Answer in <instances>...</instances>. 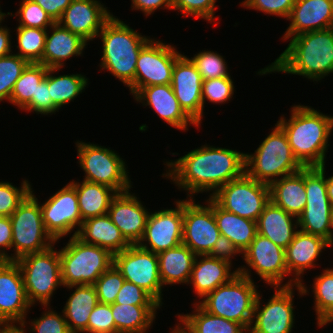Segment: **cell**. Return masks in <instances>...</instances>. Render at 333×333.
<instances>
[{"label":"cell","instance_id":"obj_57","mask_svg":"<svg viewBox=\"0 0 333 333\" xmlns=\"http://www.w3.org/2000/svg\"><path fill=\"white\" fill-rule=\"evenodd\" d=\"M37 3L55 22H57L64 10L71 4L72 0H31Z\"/></svg>","mask_w":333,"mask_h":333},{"label":"cell","instance_id":"obj_45","mask_svg":"<svg viewBox=\"0 0 333 333\" xmlns=\"http://www.w3.org/2000/svg\"><path fill=\"white\" fill-rule=\"evenodd\" d=\"M20 8L16 14L7 12L8 15L18 17L19 25L31 28H40L48 30L55 21L35 2L31 0H22Z\"/></svg>","mask_w":333,"mask_h":333},{"label":"cell","instance_id":"obj_63","mask_svg":"<svg viewBox=\"0 0 333 333\" xmlns=\"http://www.w3.org/2000/svg\"><path fill=\"white\" fill-rule=\"evenodd\" d=\"M1 8V7H0ZM6 15H8V13L7 14H5V13H3L2 11H1V9H0V23H2V21H4L5 19L4 18H6L7 16Z\"/></svg>","mask_w":333,"mask_h":333},{"label":"cell","instance_id":"obj_16","mask_svg":"<svg viewBox=\"0 0 333 333\" xmlns=\"http://www.w3.org/2000/svg\"><path fill=\"white\" fill-rule=\"evenodd\" d=\"M206 206L193 198L183 199V239L196 255H208L221 233L214 214L213 199L209 197Z\"/></svg>","mask_w":333,"mask_h":333},{"label":"cell","instance_id":"obj_58","mask_svg":"<svg viewBox=\"0 0 333 333\" xmlns=\"http://www.w3.org/2000/svg\"><path fill=\"white\" fill-rule=\"evenodd\" d=\"M10 29L0 23V57L7 56L12 52Z\"/></svg>","mask_w":333,"mask_h":333},{"label":"cell","instance_id":"obj_15","mask_svg":"<svg viewBox=\"0 0 333 333\" xmlns=\"http://www.w3.org/2000/svg\"><path fill=\"white\" fill-rule=\"evenodd\" d=\"M242 258L249 268L247 269L245 265L236 268L239 274L253 279L251 277L253 269L269 286L284 287L283 281L288 276L285 249L257 233L249 247L242 253Z\"/></svg>","mask_w":333,"mask_h":333},{"label":"cell","instance_id":"obj_62","mask_svg":"<svg viewBox=\"0 0 333 333\" xmlns=\"http://www.w3.org/2000/svg\"><path fill=\"white\" fill-rule=\"evenodd\" d=\"M333 322V309L317 324L320 328Z\"/></svg>","mask_w":333,"mask_h":333},{"label":"cell","instance_id":"obj_56","mask_svg":"<svg viewBox=\"0 0 333 333\" xmlns=\"http://www.w3.org/2000/svg\"><path fill=\"white\" fill-rule=\"evenodd\" d=\"M131 2V9L142 11L146 17L162 7L173 10V0H131Z\"/></svg>","mask_w":333,"mask_h":333},{"label":"cell","instance_id":"obj_60","mask_svg":"<svg viewBox=\"0 0 333 333\" xmlns=\"http://www.w3.org/2000/svg\"><path fill=\"white\" fill-rule=\"evenodd\" d=\"M325 181H326L327 195H328L329 201L333 207V175L328 178H326V175H325Z\"/></svg>","mask_w":333,"mask_h":333},{"label":"cell","instance_id":"obj_37","mask_svg":"<svg viewBox=\"0 0 333 333\" xmlns=\"http://www.w3.org/2000/svg\"><path fill=\"white\" fill-rule=\"evenodd\" d=\"M194 303L192 305L195 310L192 313L176 315L193 333H248L242 324L214 316L205 311L198 303Z\"/></svg>","mask_w":333,"mask_h":333},{"label":"cell","instance_id":"obj_50","mask_svg":"<svg viewBox=\"0 0 333 333\" xmlns=\"http://www.w3.org/2000/svg\"><path fill=\"white\" fill-rule=\"evenodd\" d=\"M294 4L295 0H245L242 1L240 6L246 7L249 10H258L265 14H270V16H279L287 20Z\"/></svg>","mask_w":333,"mask_h":333},{"label":"cell","instance_id":"obj_25","mask_svg":"<svg viewBox=\"0 0 333 333\" xmlns=\"http://www.w3.org/2000/svg\"><path fill=\"white\" fill-rule=\"evenodd\" d=\"M134 99L144 106H150L149 108L173 128L184 132L191 124L199 128L181 108L171 84L143 87L134 95Z\"/></svg>","mask_w":333,"mask_h":333},{"label":"cell","instance_id":"obj_55","mask_svg":"<svg viewBox=\"0 0 333 333\" xmlns=\"http://www.w3.org/2000/svg\"><path fill=\"white\" fill-rule=\"evenodd\" d=\"M12 234L10 217H0V257L4 260L10 261L8 252L12 246Z\"/></svg>","mask_w":333,"mask_h":333},{"label":"cell","instance_id":"obj_4","mask_svg":"<svg viewBox=\"0 0 333 333\" xmlns=\"http://www.w3.org/2000/svg\"><path fill=\"white\" fill-rule=\"evenodd\" d=\"M99 36L103 50L100 68L129 87L135 79L138 55L152 38L139 34L114 15L104 23Z\"/></svg>","mask_w":333,"mask_h":333},{"label":"cell","instance_id":"obj_7","mask_svg":"<svg viewBox=\"0 0 333 333\" xmlns=\"http://www.w3.org/2000/svg\"><path fill=\"white\" fill-rule=\"evenodd\" d=\"M63 287L94 285L96 280L113 265V254L97 245L82 242L71 236L59 250Z\"/></svg>","mask_w":333,"mask_h":333},{"label":"cell","instance_id":"obj_19","mask_svg":"<svg viewBox=\"0 0 333 333\" xmlns=\"http://www.w3.org/2000/svg\"><path fill=\"white\" fill-rule=\"evenodd\" d=\"M175 204L176 208L149 213L144 235L138 243L140 247L158 254L182 244L183 200H176Z\"/></svg>","mask_w":333,"mask_h":333},{"label":"cell","instance_id":"obj_28","mask_svg":"<svg viewBox=\"0 0 333 333\" xmlns=\"http://www.w3.org/2000/svg\"><path fill=\"white\" fill-rule=\"evenodd\" d=\"M231 271L232 265L225 260L208 255H197L188 284L192 285L197 297L203 299L208 293L228 283L238 274L237 270Z\"/></svg>","mask_w":333,"mask_h":333},{"label":"cell","instance_id":"obj_30","mask_svg":"<svg viewBox=\"0 0 333 333\" xmlns=\"http://www.w3.org/2000/svg\"><path fill=\"white\" fill-rule=\"evenodd\" d=\"M76 237L84 243L105 248L112 254L130 246L108 214L84 220Z\"/></svg>","mask_w":333,"mask_h":333},{"label":"cell","instance_id":"obj_10","mask_svg":"<svg viewBox=\"0 0 333 333\" xmlns=\"http://www.w3.org/2000/svg\"><path fill=\"white\" fill-rule=\"evenodd\" d=\"M75 144L78 164L85 172L84 180L107 185L118 193L132 188L127 165L118 153L90 142L78 140Z\"/></svg>","mask_w":333,"mask_h":333},{"label":"cell","instance_id":"obj_17","mask_svg":"<svg viewBox=\"0 0 333 333\" xmlns=\"http://www.w3.org/2000/svg\"><path fill=\"white\" fill-rule=\"evenodd\" d=\"M294 286L274 287V294L262 305L257 295L248 333H291L294 327Z\"/></svg>","mask_w":333,"mask_h":333},{"label":"cell","instance_id":"obj_2","mask_svg":"<svg viewBox=\"0 0 333 333\" xmlns=\"http://www.w3.org/2000/svg\"><path fill=\"white\" fill-rule=\"evenodd\" d=\"M288 40L280 56L260 69L258 75L282 72L318 82L333 73V27L302 33Z\"/></svg>","mask_w":333,"mask_h":333},{"label":"cell","instance_id":"obj_64","mask_svg":"<svg viewBox=\"0 0 333 333\" xmlns=\"http://www.w3.org/2000/svg\"><path fill=\"white\" fill-rule=\"evenodd\" d=\"M4 324H6V322L0 317V327Z\"/></svg>","mask_w":333,"mask_h":333},{"label":"cell","instance_id":"obj_54","mask_svg":"<svg viewBox=\"0 0 333 333\" xmlns=\"http://www.w3.org/2000/svg\"><path fill=\"white\" fill-rule=\"evenodd\" d=\"M237 254L240 256L242 253L229 239L220 235L208 256L225 260L232 265V258Z\"/></svg>","mask_w":333,"mask_h":333},{"label":"cell","instance_id":"obj_39","mask_svg":"<svg viewBox=\"0 0 333 333\" xmlns=\"http://www.w3.org/2000/svg\"><path fill=\"white\" fill-rule=\"evenodd\" d=\"M47 70L41 63H29L15 83L10 103L22 110L31 98H36L38 83L46 76Z\"/></svg>","mask_w":333,"mask_h":333},{"label":"cell","instance_id":"obj_48","mask_svg":"<svg viewBox=\"0 0 333 333\" xmlns=\"http://www.w3.org/2000/svg\"><path fill=\"white\" fill-rule=\"evenodd\" d=\"M51 306H44L45 311L42 313L41 317L34 318L33 321H29L30 324L29 333H71L68 324L65 320L63 312L62 315L56 310H52Z\"/></svg>","mask_w":333,"mask_h":333},{"label":"cell","instance_id":"obj_13","mask_svg":"<svg viewBox=\"0 0 333 333\" xmlns=\"http://www.w3.org/2000/svg\"><path fill=\"white\" fill-rule=\"evenodd\" d=\"M113 265L126 281L148 292L161 306L163 284L159 275L156 253L143 249L138 244L113 254Z\"/></svg>","mask_w":333,"mask_h":333},{"label":"cell","instance_id":"obj_31","mask_svg":"<svg viewBox=\"0 0 333 333\" xmlns=\"http://www.w3.org/2000/svg\"><path fill=\"white\" fill-rule=\"evenodd\" d=\"M270 201L298 218L306 205L304 167L269 184Z\"/></svg>","mask_w":333,"mask_h":333},{"label":"cell","instance_id":"obj_26","mask_svg":"<svg viewBox=\"0 0 333 333\" xmlns=\"http://www.w3.org/2000/svg\"><path fill=\"white\" fill-rule=\"evenodd\" d=\"M283 40L333 27V0H295Z\"/></svg>","mask_w":333,"mask_h":333},{"label":"cell","instance_id":"obj_18","mask_svg":"<svg viewBox=\"0 0 333 333\" xmlns=\"http://www.w3.org/2000/svg\"><path fill=\"white\" fill-rule=\"evenodd\" d=\"M46 232L55 242L71 234L76 236L83 223L79 211L75 187L69 182L55 192L45 203L40 204Z\"/></svg>","mask_w":333,"mask_h":333},{"label":"cell","instance_id":"obj_34","mask_svg":"<svg viewBox=\"0 0 333 333\" xmlns=\"http://www.w3.org/2000/svg\"><path fill=\"white\" fill-rule=\"evenodd\" d=\"M81 182L70 181L77 193L82 221L107 214L110 204L118 192L107 185L86 180Z\"/></svg>","mask_w":333,"mask_h":333},{"label":"cell","instance_id":"obj_47","mask_svg":"<svg viewBox=\"0 0 333 333\" xmlns=\"http://www.w3.org/2000/svg\"><path fill=\"white\" fill-rule=\"evenodd\" d=\"M124 281L122 274L112 265L94 283L98 302L102 304L114 303Z\"/></svg>","mask_w":333,"mask_h":333},{"label":"cell","instance_id":"obj_49","mask_svg":"<svg viewBox=\"0 0 333 333\" xmlns=\"http://www.w3.org/2000/svg\"><path fill=\"white\" fill-rule=\"evenodd\" d=\"M217 0H173V10H179L184 17L193 16L195 19H205L209 23L216 19Z\"/></svg>","mask_w":333,"mask_h":333},{"label":"cell","instance_id":"obj_42","mask_svg":"<svg viewBox=\"0 0 333 333\" xmlns=\"http://www.w3.org/2000/svg\"><path fill=\"white\" fill-rule=\"evenodd\" d=\"M29 62L17 54L0 57V102L10 103V96L16 81L22 75Z\"/></svg>","mask_w":333,"mask_h":333},{"label":"cell","instance_id":"obj_8","mask_svg":"<svg viewBox=\"0 0 333 333\" xmlns=\"http://www.w3.org/2000/svg\"><path fill=\"white\" fill-rule=\"evenodd\" d=\"M20 267L27 300L49 306L54 291L63 286L59 250L50 248L16 260Z\"/></svg>","mask_w":333,"mask_h":333},{"label":"cell","instance_id":"obj_3","mask_svg":"<svg viewBox=\"0 0 333 333\" xmlns=\"http://www.w3.org/2000/svg\"><path fill=\"white\" fill-rule=\"evenodd\" d=\"M291 108L290 118L282 115L277 124L286 133L293 155L303 167L325 165L333 116L300 104Z\"/></svg>","mask_w":333,"mask_h":333},{"label":"cell","instance_id":"obj_53","mask_svg":"<svg viewBox=\"0 0 333 333\" xmlns=\"http://www.w3.org/2000/svg\"><path fill=\"white\" fill-rule=\"evenodd\" d=\"M114 303L131 305H160L148 292L129 281H124Z\"/></svg>","mask_w":333,"mask_h":333},{"label":"cell","instance_id":"obj_11","mask_svg":"<svg viewBox=\"0 0 333 333\" xmlns=\"http://www.w3.org/2000/svg\"><path fill=\"white\" fill-rule=\"evenodd\" d=\"M325 165L304 167V184L307 202L298 217L299 230L317 235L330 244L333 241L332 205L327 195Z\"/></svg>","mask_w":333,"mask_h":333},{"label":"cell","instance_id":"obj_29","mask_svg":"<svg viewBox=\"0 0 333 333\" xmlns=\"http://www.w3.org/2000/svg\"><path fill=\"white\" fill-rule=\"evenodd\" d=\"M257 232L267 237L279 247L286 249L299 230L298 218L287 213L271 201L258 217Z\"/></svg>","mask_w":333,"mask_h":333},{"label":"cell","instance_id":"obj_43","mask_svg":"<svg viewBox=\"0 0 333 333\" xmlns=\"http://www.w3.org/2000/svg\"><path fill=\"white\" fill-rule=\"evenodd\" d=\"M190 59L196 66L202 80L231 76L225 59L217 52L202 50Z\"/></svg>","mask_w":333,"mask_h":333},{"label":"cell","instance_id":"obj_5","mask_svg":"<svg viewBox=\"0 0 333 333\" xmlns=\"http://www.w3.org/2000/svg\"><path fill=\"white\" fill-rule=\"evenodd\" d=\"M254 152L245 154V173L256 181L270 184L303 168L278 124Z\"/></svg>","mask_w":333,"mask_h":333},{"label":"cell","instance_id":"obj_27","mask_svg":"<svg viewBox=\"0 0 333 333\" xmlns=\"http://www.w3.org/2000/svg\"><path fill=\"white\" fill-rule=\"evenodd\" d=\"M50 29L51 32L47 30L42 65L47 68H62L67 59L83 55L82 52L88 43L80 35L70 32L58 22H55Z\"/></svg>","mask_w":333,"mask_h":333},{"label":"cell","instance_id":"obj_51","mask_svg":"<svg viewBox=\"0 0 333 333\" xmlns=\"http://www.w3.org/2000/svg\"><path fill=\"white\" fill-rule=\"evenodd\" d=\"M22 110L34 111L41 115H52L56 111L58 112L59 108L52 102L50 90H48V70L46 76L38 83L36 98H31V101Z\"/></svg>","mask_w":333,"mask_h":333},{"label":"cell","instance_id":"obj_52","mask_svg":"<svg viewBox=\"0 0 333 333\" xmlns=\"http://www.w3.org/2000/svg\"><path fill=\"white\" fill-rule=\"evenodd\" d=\"M88 333H115V322L110 304L99 303L88 319Z\"/></svg>","mask_w":333,"mask_h":333},{"label":"cell","instance_id":"obj_66","mask_svg":"<svg viewBox=\"0 0 333 333\" xmlns=\"http://www.w3.org/2000/svg\"><path fill=\"white\" fill-rule=\"evenodd\" d=\"M4 261V259L2 257H0V264Z\"/></svg>","mask_w":333,"mask_h":333},{"label":"cell","instance_id":"obj_65","mask_svg":"<svg viewBox=\"0 0 333 333\" xmlns=\"http://www.w3.org/2000/svg\"><path fill=\"white\" fill-rule=\"evenodd\" d=\"M332 230H333V207H332Z\"/></svg>","mask_w":333,"mask_h":333},{"label":"cell","instance_id":"obj_20","mask_svg":"<svg viewBox=\"0 0 333 333\" xmlns=\"http://www.w3.org/2000/svg\"><path fill=\"white\" fill-rule=\"evenodd\" d=\"M325 248H331L327 240L298 230L285 249L288 275L293 274L294 278L289 277L288 281L284 283V287L294 286L299 297L308 295V287L304 285L301 278L306 270L315 268V261L319 259Z\"/></svg>","mask_w":333,"mask_h":333},{"label":"cell","instance_id":"obj_21","mask_svg":"<svg viewBox=\"0 0 333 333\" xmlns=\"http://www.w3.org/2000/svg\"><path fill=\"white\" fill-rule=\"evenodd\" d=\"M202 78L188 56L175 61L171 87L184 112L200 127L203 119Z\"/></svg>","mask_w":333,"mask_h":333},{"label":"cell","instance_id":"obj_46","mask_svg":"<svg viewBox=\"0 0 333 333\" xmlns=\"http://www.w3.org/2000/svg\"><path fill=\"white\" fill-rule=\"evenodd\" d=\"M231 76L220 77L202 82V102L203 111L204 103L208 100L214 104H224L231 100L234 95V84Z\"/></svg>","mask_w":333,"mask_h":333},{"label":"cell","instance_id":"obj_32","mask_svg":"<svg viewBox=\"0 0 333 333\" xmlns=\"http://www.w3.org/2000/svg\"><path fill=\"white\" fill-rule=\"evenodd\" d=\"M75 288L68 297L63 314L71 333H88V319L91 311L98 304L97 292L94 285H72Z\"/></svg>","mask_w":333,"mask_h":333},{"label":"cell","instance_id":"obj_35","mask_svg":"<svg viewBox=\"0 0 333 333\" xmlns=\"http://www.w3.org/2000/svg\"><path fill=\"white\" fill-rule=\"evenodd\" d=\"M213 214L222 236L229 239L243 253L257 235V223L221 208L213 200Z\"/></svg>","mask_w":333,"mask_h":333},{"label":"cell","instance_id":"obj_59","mask_svg":"<svg viewBox=\"0 0 333 333\" xmlns=\"http://www.w3.org/2000/svg\"><path fill=\"white\" fill-rule=\"evenodd\" d=\"M6 323L0 327V333H27L26 332V324L24 323Z\"/></svg>","mask_w":333,"mask_h":333},{"label":"cell","instance_id":"obj_6","mask_svg":"<svg viewBox=\"0 0 333 333\" xmlns=\"http://www.w3.org/2000/svg\"><path fill=\"white\" fill-rule=\"evenodd\" d=\"M256 288L258 286L252 279L238 273L196 303L208 313L242 324L249 330L259 293Z\"/></svg>","mask_w":333,"mask_h":333},{"label":"cell","instance_id":"obj_33","mask_svg":"<svg viewBox=\"0 0 333 333\" xmlns=\"http://www.w3.org/2000/svg\"><path fill=\"white\" fill-rule=\"evenodd\" d=\"M196 256L184 244L159 252L158 267L163 286L188 284Z\"/></svg>","mask_w":333,"mask_h":333},{"label":"cell","instance_id":"obj_23","mask_svg":"<svg viewBox=\"0 0 333 333\" xmlns=\"http://www.w3.org/2000/svg\"><path fill=\"white\" fill-rule=\"evenodd\" d=\"M99 0H72L57 21L87 42L95 40L104 23L113 15Z\"/></svg>","mask_w":333,"mask_h":333},{"label":"cell","instance_id":"obj_24","mask_svg":"<svg viewBox=\"0 0 333 333\" xmlns=\"http://www.w3.org/2000/svg\"><path fill=\"white\" fill-rule=\"evenodd\" d=\"M130 191L118 193L113 198L107 214L125 240L130 245H136L144 235L150 212L143 206L139 198L134 193L131 194Z\"/></svg>","mask_w":333,"mask_h":333},{"label":"cell","instance_id":"obj_40","mask_svg":"<svg viewBox=\"0 0 333 333\" xmlns=\"http://www.w3.org/2000/svg\"><path fill=\"white\" fill-rule=\"evenodd\" d=\"M16 38L18 48L16 53L29 63H41L46 41L47 30L17 26Z\"/></svg>","mask_w":333,"mask_h":333},{"label":"cell","instance_id":"obj_36","mask_svg":"<svg viewBox=\"0 0 333 333\" xmlns=\"http://www.w3.org/2000/svg\"><path fill=\"white\" fill-rule=\"evenodd\" d=\"M115 333H146L156 319L161 305H129L112 303Z\"/></svg>","mask_w":333,"mask_h":333},{"label":"cell","instance_id":"obj_9","mask_svg":"<svg viewBox=\"0 0 333 333\" xmlns=\"http://www.w3.org/2000/svg\"><path fill=\"white\" fill-rule=\"evenodd\" d=\"M33 190L10 216L12 226V246L14 253L10 261L44 251L55 245V241L44 227L40 202Z\"/></svg>","mask_w":333,"mask_h":333},{"label":"cell","instance_id":"obj_41","mask_svg":"<svg viewBox=\"0 0 333 333\" xmlns=\"http://www.w3.org/2000/svg\"><path fill=\"white\" fill-rule=\"evenodd\" d=\"M314 311L318 324L333 309V268L323 269V273L313 279Z\"/></svg>","mask_w":333,"mask_h":333},{"label":"cell","instance_id":"obj_61","mask_svg":"<svg viewBox=\"0 0 333 333\" xmlns=\"http://www.w3.org/2000/svg\"><path fill=\"white\" fill-rule=\"evenodd\" d=\"M178 322L179 323L175 325L174 329H172L170 333H193L180 320Z\"/></svg>","mask_w":333,"mask_h":333},{"label":"cell","instance_id":"obj_1","mask_svg":"<svg viewBox=\"0 0 333 333\" xmlns=\"http://www.w3.org/2000/svg\"><path fill=\"white\" fill-rule=\"evenodd\" d=\"M245 154L236 149L203 145L175 161H167L168 170L162 176L187 191L186 198L209 191L211 197L220 187L245 174Z\"/></svg>","mask_w":333,"mask_h":333},{"label":"cell","instance_id":"obj_14","mask_svg":"<svg viewBox=\"0 0 333 333\" xmlns=\"http://www.w3.org/2000/svg\"><path fill=\"white\" fill-rule=\"evenodd\" d=\"M181 55L176 47L151 39L140 51L134 82L129 86L133 96L143 87L171 84L176 59Z\"/></svg>","mask_w":333,"mask_h":333},{"label":"cell","instance_id":"obj_44","mask_svg":"<svg viewBox=\"0 0 333 333\" xmlns=\"http://www.w3.org/2000/svg\"><path fill=\"white\" fill-rule=\"evenodd\" d=\"M28 180H22L20 187L7 181L0 182V217H10L24 199L31 193Z\"/></svg>","mask_w":333,"mask_h":333},{"label":"cell","instance_id":"obj_38","mask_svg":"<svg viewBox=\"0 0 333 333\" xmlns=\"http://www.w3.org/2000/svg\"><path fill=\"white\" fill-rule=\"evenodd\" d=\"M61 68H48V90L52 102L60 109L85 91L88 78L83 74H64L55 76ZM58 71V72H57ZM54 75V76H53Z\"/></svg>","mask_w":333,"mask_h":333},{"label":"cell","instance_id":"obj_22","mask_svg":"<svg viewBox=\"0 0 333 333\" xmlns=\"http://www.w3.org/2000/svg\"><path fill=\"white\" fill-rule=\"evenodd\" d=\"M20 267L16 261L0 264V317L6 323H24L31 310Z\"/></svg>","mask_w":333,"mask_h":333},{"label":"cell","instance_id":"obj_12","mask_svg":"<svg viewBox=\"0 0 333 333\" xmlns=\"http://www.w3.org/2000/svg\"><path fill=\"white\" fill-rule=\"evenodd\" d=\"M211 198L224 210L257 221L270 202L269 184L256 181L245 173L220 187Z\"/></svg>","mask_w":333,"mask_h":333}]
</instances>
